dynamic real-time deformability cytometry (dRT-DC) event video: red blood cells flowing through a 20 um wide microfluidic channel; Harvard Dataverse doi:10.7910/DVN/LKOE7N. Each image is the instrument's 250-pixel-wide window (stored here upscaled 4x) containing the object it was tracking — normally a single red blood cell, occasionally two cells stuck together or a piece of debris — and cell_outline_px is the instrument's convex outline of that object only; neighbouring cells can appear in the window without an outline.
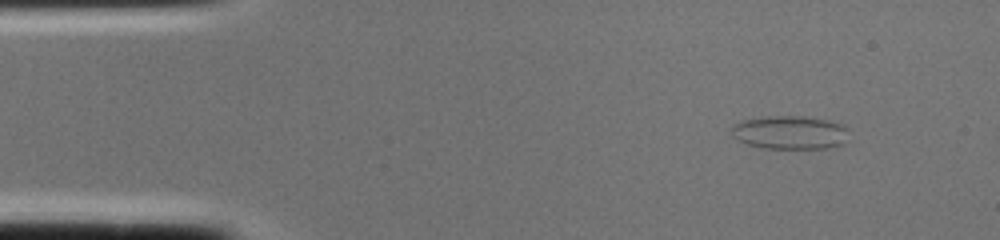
{"species": "common noctule bat (a hibernating species)", "species_latin": "Nyctalus noctula", "temperature_condition": "cold", "stored_images_in_passage": 2, "camera_frame_rate_fps": 3000, "um_per_image_px": 0.085, "animal": {"sex": "female", "body_mass_g": 22.0, "forearm_length_mm": 56.7}, "frame": {"image": 1, "passage_image": 1, "time_ms": 0.0, "image_size_px": [1000, 240], "cell_outline_px": [[848, 128], [844, 144], [828, 148], [764, 148], [748, 144], [732, 136], [732, 124], [744, 120], [768, 116], [804, 116], [828, 120], [844, 124]], "centroid_in_image_um": [67.17, 11.25], "position_along_channel_um": 17.8, "area_um2": 22.89}}